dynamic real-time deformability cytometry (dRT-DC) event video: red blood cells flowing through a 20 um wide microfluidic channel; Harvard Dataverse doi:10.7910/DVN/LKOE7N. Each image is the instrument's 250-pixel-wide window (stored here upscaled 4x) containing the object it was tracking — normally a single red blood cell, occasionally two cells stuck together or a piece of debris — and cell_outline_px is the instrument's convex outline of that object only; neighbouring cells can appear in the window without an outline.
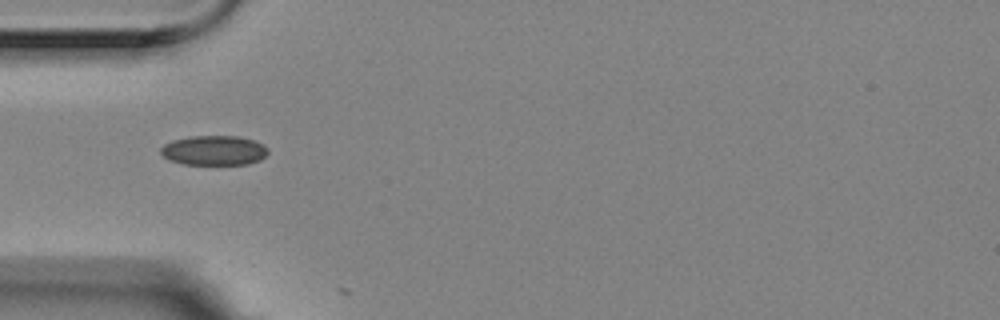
{"species": "Egyptian fruit bat (a non-hibernating species)", "species_latin": "Rousettus aegyptiacus", "temperature_condition": "room temperature", "stored_images_in_passage": 5, "camera_frame_rate_fps": 3000, "um_per_image_px": 0.085, "animal": {"sex": "female"}, "frame": {"image": 1, "passage_image": 1, "time_ms": 0.0, "image_size_px": [1000, 320], "cell_outline_px": [[268, 152], [260, 160], [248, 164], [184, 164], [168, 160], [160, 152], [160, 148], [164, 144], [172, 140], [188, 136], [236, 136], [252, 140], [264, 144], [268, 148]], "centroid_in_image_um": [18.17, 12.78], "position_along_channel_um": 66.8, "area_um2": 18.61}}
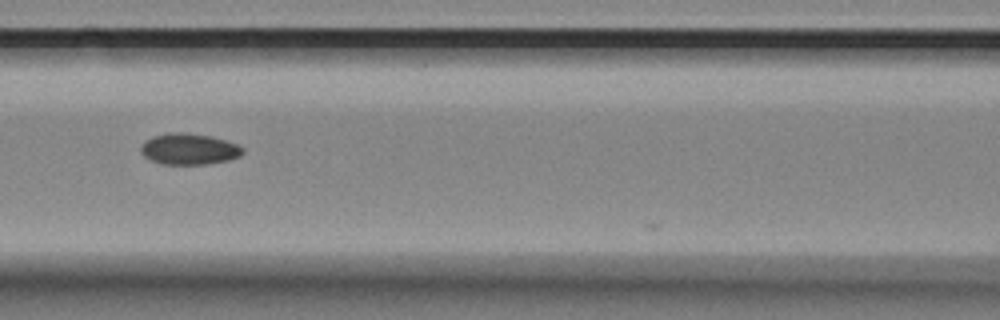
{"frame": {"image": 2, "passage_image": 3, "time_ms": 0.667, "image_size_px": [1000, 320], "cell_outline_px": [[244, 152], [240, 156], [228, 160], [208, 164], [164, 164], [152, 160], [144, 156], [140, 152], [140, 144], [144, 140], [152, 136], [168, 132], [184, 132], [212, 136], [236, 144], [244, 148]], "centroid_in_image_um": [16.04, 12.65], "position_along_channel_um": 150.6, "area_um2": 18.67}}
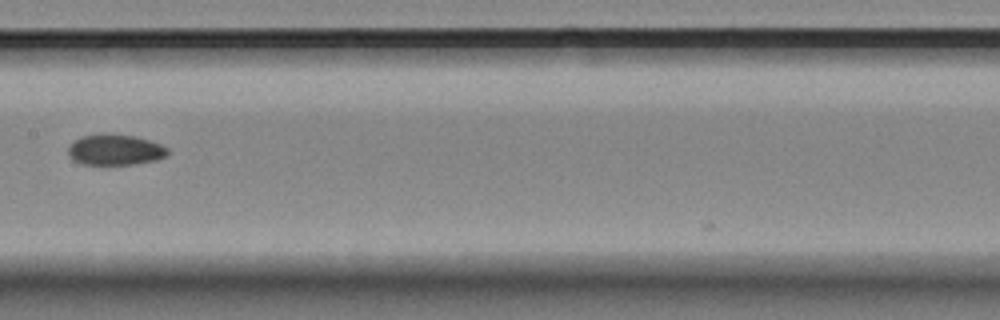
{"frame": {"image": 3, "passage_image": 4, "time_ms": 1.0, "image_size_px": [1000, 320], "cell_outline_px": [[168, 152], [164, 156], [156, 160], [132, 164], [84, 164], [72, 160], [68, 156], [68, 144], [72, 140], [80, 136], [136, 136], [160, 144], [168, 148]], "centroid_in_image_um": [9.73, 12.76], "position_along_channel_um": 197.7, "area_um2": 17.34}}